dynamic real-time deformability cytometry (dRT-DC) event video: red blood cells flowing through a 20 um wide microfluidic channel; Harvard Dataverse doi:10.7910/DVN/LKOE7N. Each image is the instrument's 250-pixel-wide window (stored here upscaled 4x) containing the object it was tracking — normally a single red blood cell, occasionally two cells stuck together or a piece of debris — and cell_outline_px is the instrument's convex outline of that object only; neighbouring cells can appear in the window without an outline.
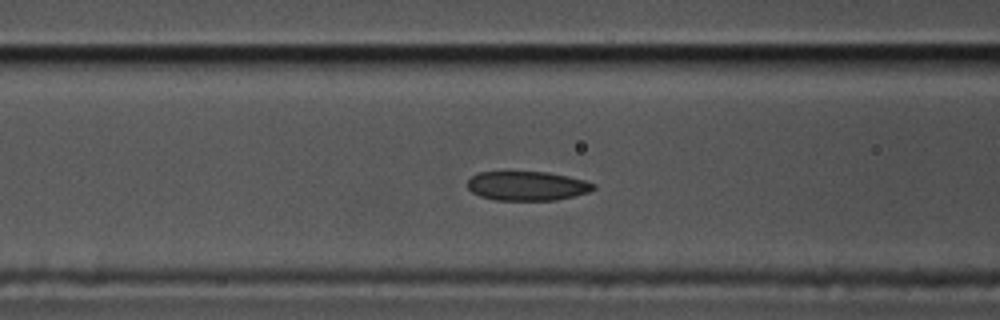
{"species": "common noctule bat (a hibernating species)", "species_latin": "Nyctalus noctula", "temperature_condition": "cold", "stored_images_in_passage": 26, "camera_frame_rate_fps": 3000, "um_per_image_px": 0.085, "animal": {"sex": "male", "body_mass_g": 17.5, "forearm_length_mm": 52.3}, "frame": {"image": 1, "passage_image": 11, "time_ms": 3.333, "image_size_px": [1000, 320], "cell_outline_px": [[596, 188], [588, 192], [556, 200], [496, 200], [480, 196], [472, 192], [468, 188], [468, 180], [472, 176], [480, 172], [548, 172], [568, 176], [584, 180], [596, 184]], "centroid_in_image_um": [44.82, 15.8], "position_along_channel_um": 121.8, "area_um2": 21.39}}
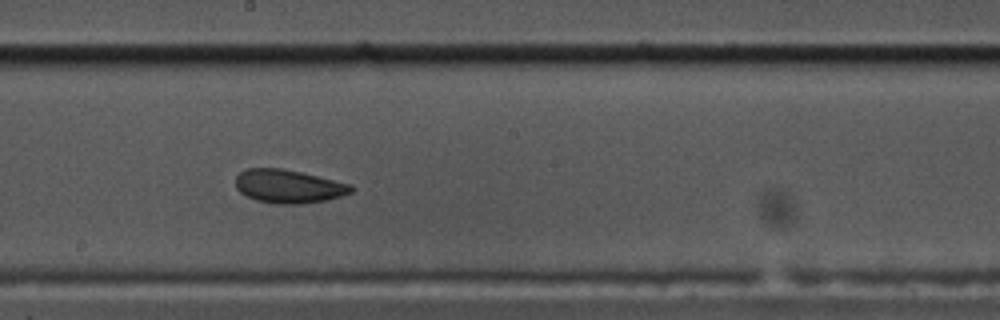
{"frame": {"image": 2, "passage_image": 20, "time_ms": 6.333, "image_size_px": [1000, 320], "cell_outline_px": [[352, 192], [328, 200], [300, 204], [276, 204], [256, 200], [240, 192], [236, 188], [236, 176], [244, 168], [280, 168], [300, 172], [352, 184]], "centroid_in_image_um": [24.51, 15.84], "position_along_channel_um": 223.7, "area_um2": 22.48}}
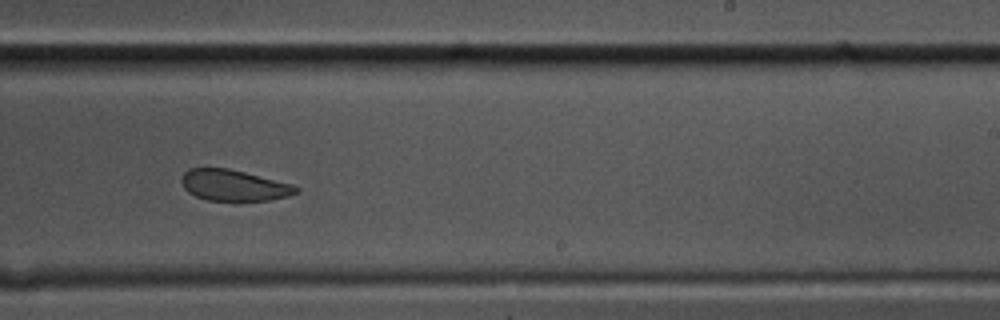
{"frame": {"image": 3, "passage_image": 24, "time_ms": 7.667, "image_size_px": [1000, 320], "cell_outline_px": [[300, 192], [288, 196], [268, 200], [208, 200], [196, 196], [188, 192], [184, 188], [180, 180], [184, 172], [188, 168], [228, 168], [292, 184], [300, 188]], "centroid_in_image_um": [19.87, 15.75], "position_along_channel_um": 269.1, "area_um2": 20.63}}